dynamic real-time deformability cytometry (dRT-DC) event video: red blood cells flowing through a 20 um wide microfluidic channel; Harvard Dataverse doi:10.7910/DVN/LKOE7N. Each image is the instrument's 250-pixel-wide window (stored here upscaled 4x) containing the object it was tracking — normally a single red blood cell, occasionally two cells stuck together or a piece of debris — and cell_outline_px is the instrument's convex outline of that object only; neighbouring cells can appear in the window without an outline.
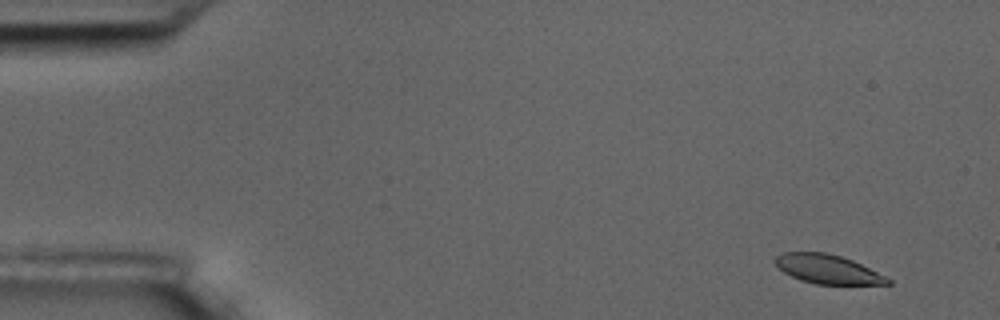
{"species": "common noctule bat (a hibernating species)", "species_latin": "Nyctalus noctula", "temperature_condition": "room temperature", "stored_images_in_passage": 6, "camera_frame_rate_fps": 3000, "um_per_image_px": 0.085, "animal": {"sex": "male", "body_mass_g": 17.5, "forearm_length_mm": 52.3}, "frame": {"image": 1, "passage_image": 1, "time_ms": 0.0, "image_size_px": [1000, 320], "cell_outline_px": [[892, 284], [816, 284], [800, 280], [784, 272], [772, 260], [776, 256], [784, 252], [824, 252], [840, 256], [852, 260], [892, 280]], "centroid_in_image_um": [70.31, 22.88], "position_along_channel_um": 14.7, "area_um2": 18.79}}